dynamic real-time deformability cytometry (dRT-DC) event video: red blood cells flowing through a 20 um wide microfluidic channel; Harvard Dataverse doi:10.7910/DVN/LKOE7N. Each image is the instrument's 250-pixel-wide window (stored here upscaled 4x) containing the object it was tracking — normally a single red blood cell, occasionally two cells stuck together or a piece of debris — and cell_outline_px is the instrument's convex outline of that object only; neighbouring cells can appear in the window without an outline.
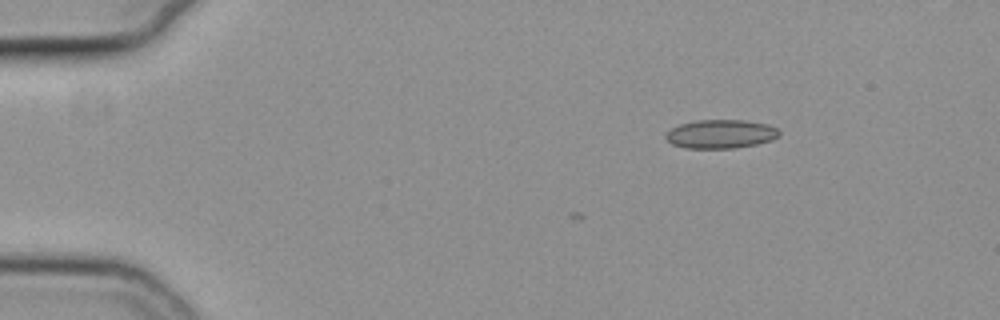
{"species": "common noctule bat (a hibernating species)", "species_latin": "Nyctalus noctula", "temperature_condition": "cold", "stored_images_in_passage": 8, "camera_frame_rate_fps": 3000, "um_per_image_px": 0.085, "animal": {"sex": "female", "body_mass_g": 19.3, "forearm_length_mm": 54.1}, "frame": {"image": 1, "passage_image": 8, "time_ms": 2.333, "image_size_px": [1000, 320], "cell_outline_px": [[780, 136], [772, 140], [756, 144], [732, 148], [684, 148], [672, 144], [664, 136], [672, 128], [680, 124], [696, 120], [744, 120], [768, 124], [776, 128], [780, 132]], "centroid_in_image_um": [61.27, 11.39], "position_along_channel_um": 23.7, "area_um2": 18.96}}